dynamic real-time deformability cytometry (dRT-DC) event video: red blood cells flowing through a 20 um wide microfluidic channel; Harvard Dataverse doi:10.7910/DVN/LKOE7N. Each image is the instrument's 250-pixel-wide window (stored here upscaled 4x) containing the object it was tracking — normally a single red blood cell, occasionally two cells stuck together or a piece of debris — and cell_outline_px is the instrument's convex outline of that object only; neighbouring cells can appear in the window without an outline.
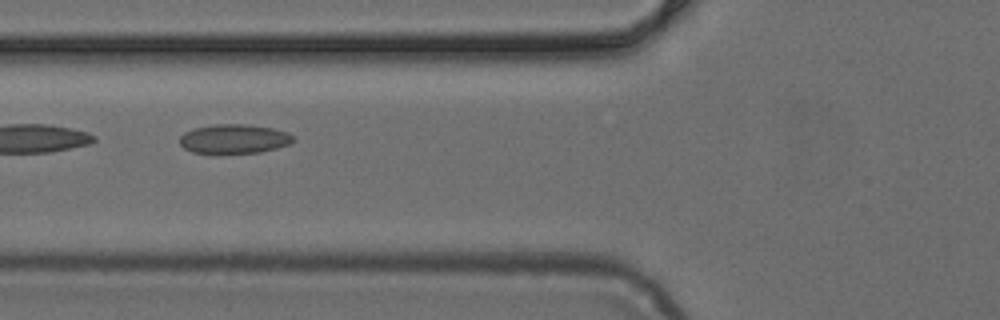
{"species": "common noctule bat (a hibernating species)", "species_latin": "Nyctalus noctula", "temperature_condition": "cold", "stored_images_in_passage": 7, "camera_frame_rate_fps": 3000, "um_per_image_px": 0.085, "animal": {"sex": "female", "body_mass_g": 24.6, "forearm_length_mm": 56.2}, "frame": {"image": 1, "passage_image": 6, "time_ms": 1.667, "image_size_px": [1000, 320], "cell_outline_px": [[292, 140], [288, 144], [276, 148], [260, 152], [212, 156], [192, 152], [184, 148], [180, 144], [180, 136], [184, 132], [196, 128], [212, 124], [248, 124], [272, 128], [288, 132], [292, 136]], "centroid_in_image_um": [19.82, 11.84], "position_along_channel_um": 106.0, "area_um2": 19.94}}
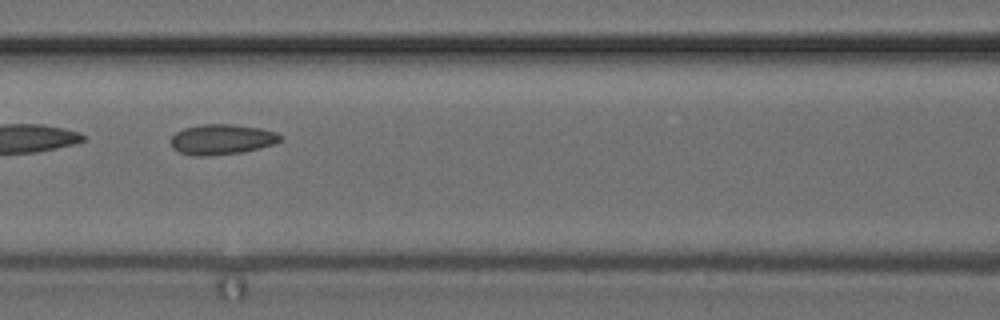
{"frame": {"image": 2, "passage_image": 7, "time_ms": 2.0, "image_size_px": [1000, 320], "cell_outline_px": [[284, 136], [276, 144], [244, 152], [208, 156], [192, 156], [180, 152], [172, 148], [168, 140], [176, 132], [184, 128], [200, 124], [232, 124], [260, 128], [276, 132]], "centroid_in_image_um": [18.84, 11.85], "position_along_channel_um": 147.8, "area_um2": 19.71}}